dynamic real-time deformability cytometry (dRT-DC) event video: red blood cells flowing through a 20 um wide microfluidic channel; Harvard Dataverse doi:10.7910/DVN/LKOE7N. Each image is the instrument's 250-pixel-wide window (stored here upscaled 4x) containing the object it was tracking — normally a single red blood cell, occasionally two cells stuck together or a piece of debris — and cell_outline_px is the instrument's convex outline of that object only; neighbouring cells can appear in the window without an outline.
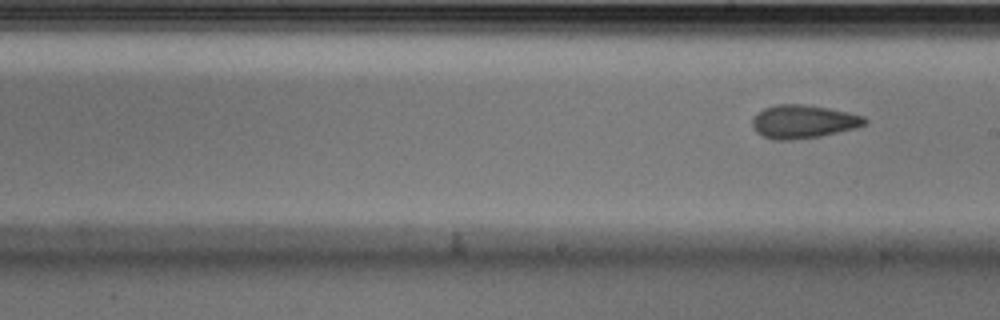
{"species": "Egyptian fruit bat (a non-hibernating species)", "species_latin": "Rousettus aegyptiacus", "temperature_condition": "cold", "stored_images_in_passage": 10, "camera_frame_rate_fps": 3000, "um_per_image_px": 0.085, "animal": {"sex": "male"}, "frame": {"image": 1, "passage_image": 10, "time_ms": 3.0, "image_size_px": [1000, 320], "cell_outline_px": [[868, 120], [864, 124], [856, 128], [820, 136], [792, 140], [772, 140], [756, 132], [752, 124], [752, 116], [756, 112], [764, 108], [776, 104], [800, 104], [828, 108], [848, 112], [864, 116]], "centroid_in_image_um": [68.24, 10.33], "position_along_channel_um": 220.8, "area_um2": 21.91}}